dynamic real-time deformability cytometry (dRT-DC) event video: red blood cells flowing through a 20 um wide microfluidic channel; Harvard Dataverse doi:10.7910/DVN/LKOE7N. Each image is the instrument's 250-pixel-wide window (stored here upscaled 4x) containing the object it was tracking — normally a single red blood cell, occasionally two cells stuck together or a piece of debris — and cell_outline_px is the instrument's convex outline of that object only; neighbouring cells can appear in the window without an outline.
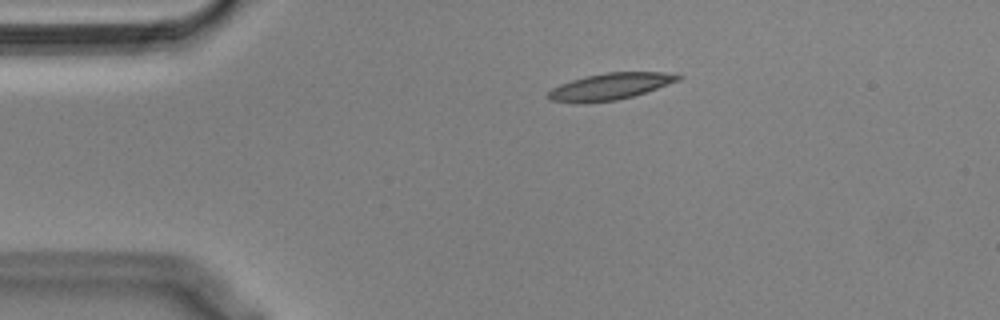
{"species": "Egyptian fruit bat (a non-hibernating species)", "species_latin": "Rousettus aegyptiacus", "temperature_condition": "cold", "stored_images_in_passage": 45, "segment_of_instrument_passage": [1, 2], "camera_frame_rate_fps": 3000, "um_per_image_px": 0.085, "animal": {"sex": "male"}, "frame": {"image": 1, "passage_image": 1, "time_ms": 0.0, "image_size_px": [1000, 320], "cell_outline_px": [[684, 76], [680, 80], [632, 96], [616, 100], [580, 104], [576, 104], [548, 100], [544, 96], [552, 88], [560, 84], [584, 76], [604, 72], [676, 72]], "centroid_in_image_um": [51.82, 7.35], "position_along_channel_um": 33.2, "area_um2": 20.52}}
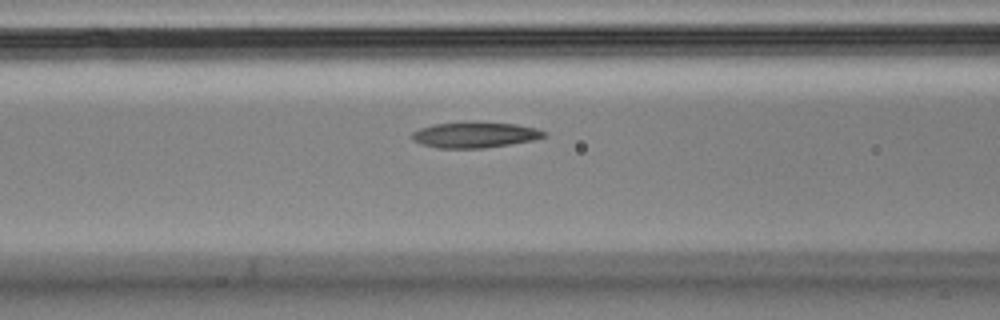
{"frame": {"image": 2, "passage_image": 12, "time_ms": 3.667, "image_size_px": [1000, 320], "cell_outline_px": [[548, 132], [544, 136], [532, 140], [484, 148], [440, 148], [420, 144], [412, 140], [412, 132], [420, 128], [432, 124], [464, 120], [516, 124], [536, 128]], "centroid_in_image_um": [40.31, 11.43], "position_along_channel_um": 126.3, "area_um2": 20.17}}
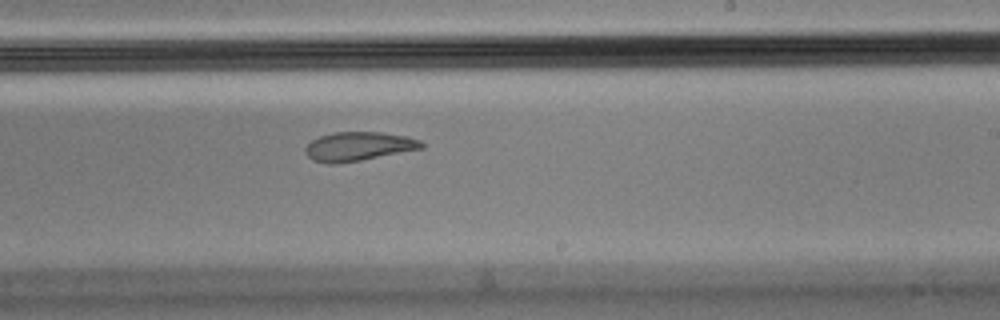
{"frame": {"image": 3, "passage_image": 23, "time_ms": 7.333, "image_size_px": [1000, 320], "cell_outline_px": [[424, 148], [360, 160], [336, 164], [328, 164], [312, 160], [304, 152], [304, 148], [312, 140], [320, 136], [332, 132], [384, 132], [408, 136], [420, 140], [424, 144]], "centroid_in_image_um": [30.46, 12.44], "position_along_channel_um": 258.5, "area_um2": 19.71}}